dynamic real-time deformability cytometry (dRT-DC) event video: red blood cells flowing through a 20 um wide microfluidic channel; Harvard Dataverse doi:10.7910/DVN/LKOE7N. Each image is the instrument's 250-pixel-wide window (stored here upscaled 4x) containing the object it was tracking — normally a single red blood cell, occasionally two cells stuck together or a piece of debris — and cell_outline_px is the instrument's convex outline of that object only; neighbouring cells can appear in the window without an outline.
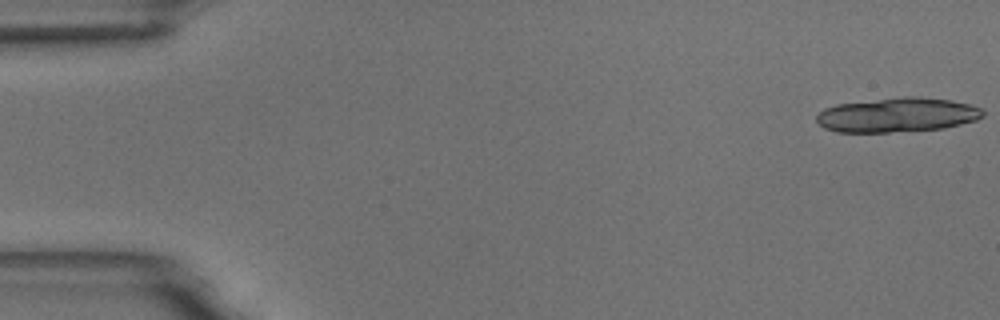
{"species": "common noctule bat (a hibernating species)", "species_latin": "Nyctalus noctula", "temperature_condition": "room temperature", "stored_images_in_passage": 24, "camera_frame_rate_fps": 3000, "um_per_image_px": 0.085, "animal": {"sex": "male", "body_mass_g": 18.8}, "frame": {"image": 1, "passage_image": 1, "time_ms": 0.0, "image_size_px": [1000, 320], "cell_outline_px": [[984, 116], [976, 120], [944, 128], [888, 132], [836, 132], [824, 128], [816, 120], [816, 116], [824, 108], [836, 104], [904, 96], [916, 96], [952, 100], [968, 104], [980, 108], [984, 112]], "centroid_in_image_um": [76.26, 9.76], "position_along_channel_um": 8.7, "area_um2": 33.35}}